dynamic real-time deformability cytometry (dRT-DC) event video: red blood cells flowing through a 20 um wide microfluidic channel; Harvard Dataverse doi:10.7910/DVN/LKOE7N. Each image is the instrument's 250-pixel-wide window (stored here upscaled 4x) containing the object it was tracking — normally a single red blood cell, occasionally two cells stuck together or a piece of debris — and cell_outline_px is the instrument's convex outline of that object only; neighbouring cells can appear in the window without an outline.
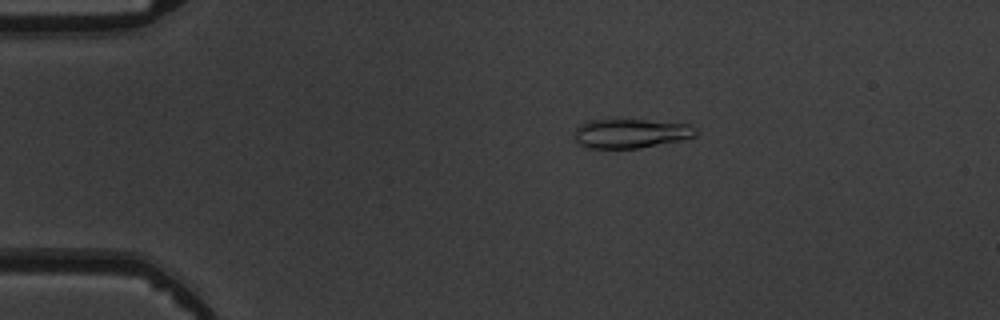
{"species": "common noctule bat (a hibernating species)", "species_latin": "Nyctalus noctula", "temperature_condition": "warm", "stored_images_in_passage": 5, "camera_frame_rate_fps": 3000, "um_per_image_px": 0.085, "animal": {"sex": "male", "body_mass_g": 19.5, "forearm_length_mm": 54.6}, "frame": {"image": 1, "passage_image": 3, "time_ms": 2.667, "image_size_px": [1000, 320], "cell_outline_px": [[696, 136], [680, 140], [636, 148], [588, 148], [580, 144], [576, 140], [576, 128], [580, 124], [588, 120], [644, 120], [688, 124], [696, 128]], "centroid_in_image_um": [53.6, 11.34], "position_along_channel_um": 31.4, "area_um2": 20.29}}